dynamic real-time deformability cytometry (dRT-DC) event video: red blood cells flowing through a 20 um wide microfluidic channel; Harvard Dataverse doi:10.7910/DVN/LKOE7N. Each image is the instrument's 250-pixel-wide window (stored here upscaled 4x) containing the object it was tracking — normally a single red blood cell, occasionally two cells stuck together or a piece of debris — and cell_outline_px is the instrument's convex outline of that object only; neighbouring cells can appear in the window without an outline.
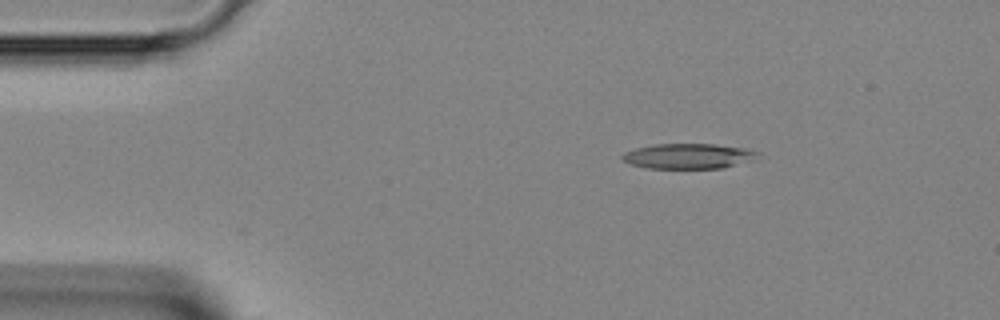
{"species": "Egyptian fruit bat (a non-hibernating species)", "species_latin": "Rousettus aegyptiacus", "temperature_condition": "room temperature", "stored_images_in_passage": 39, "camera_frame_rate_fps": 3000, "um_per_image_px": 0.085, "animal": {"sex": "female"}, "frame": {"image": 1, "passage_image": 1, "time_ms": 0.0, "image_size_px": [1000, 320], "cell_outline_px": [[760, 152], [748, 160], [720, 168], [644, 168], [628, 164], [620, 160], [620, 156], [624, 152], [636, 148], [652, 144], [716, 144], [744, 148]], "centroid_in_image_um": [58.35, 13.26], "position_along_channel_um": 26.7, "area_um2": 19.71}}
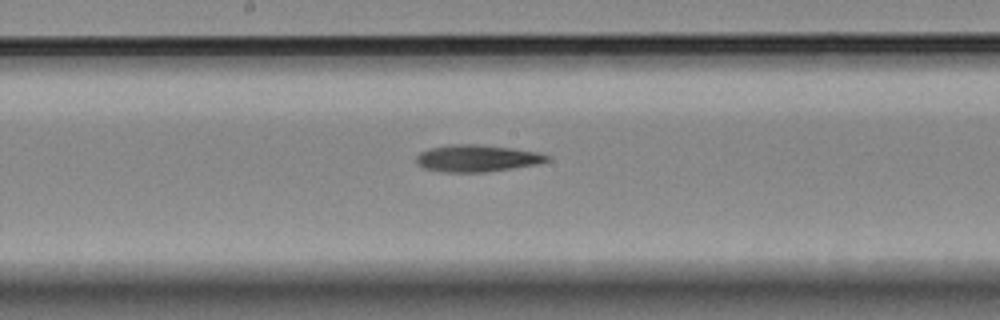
{"frame": {"image": 2, "passage_image": 17, "time_ms": 5.333, "image_size_px": [1000, 320], "cell_outline_px": [[552, 160], [540, 164], [484, 172], [440, 172], [424, 168], [416, 160], [416, 156], [420, 152], [428, 148], [452, 144], [476, 144], [512, 148], [540, 152], [552, 156]], "centroid_in_image_um": [40.61, 13.45], "position_along_channel_um": 207.6, "area_um2": 20.75}}
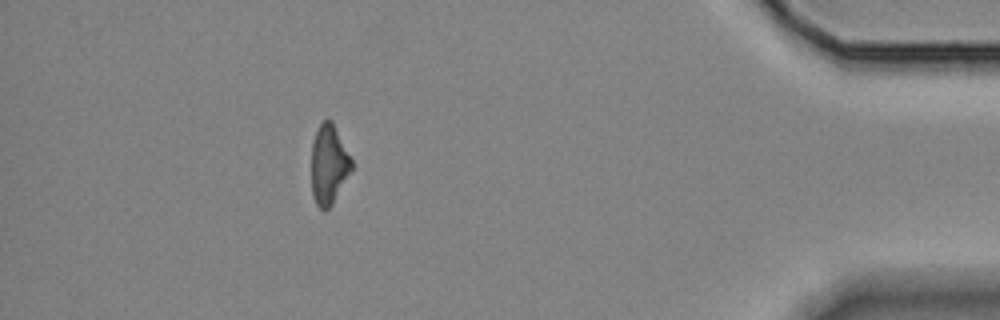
{"frame": {"image": 3, "passage_image": 34, "time_ms": 11.0, "image_size_px": [1000, 320], "cell_outline_px": [[352, 168], [332, 204], [324, 212], [316, 204], [312, 196], [312, 140], [320, 124], [324, 120], [332, 120], [352, 160]], "centroid_in_image_um": [27.93, 13.99], "position_along_channel_um": 407.3, "area_um2": 18.38}}